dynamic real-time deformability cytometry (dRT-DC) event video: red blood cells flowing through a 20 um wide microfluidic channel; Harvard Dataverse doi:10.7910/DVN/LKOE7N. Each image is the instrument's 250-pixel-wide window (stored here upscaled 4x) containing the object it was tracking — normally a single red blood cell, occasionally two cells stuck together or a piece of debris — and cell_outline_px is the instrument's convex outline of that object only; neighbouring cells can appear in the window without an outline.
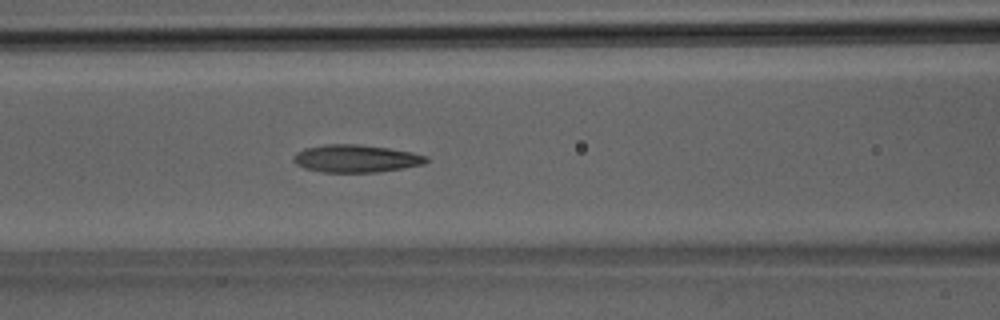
{"species": "Egyptian fruit bat (a non-hibernating species)", "species_latin": "Rousettus aegyptiacus", "temperature_condition": "room temperature", "stored_images_in_passage": 39, "camera_frame_rate_fps": 3000, "um_per_image_px": 0.085, "animal": {"sex": "male"}, "frame": {"image": 1, "passage_image": 17, "time_ms": 5.333, "image_size_px": [1000, 320], "cell_outline_px": [[428, 160], [424, 164], [404, 168], [376, 172], [324, 172], [304, 168], [296, 164], [292, 160], [292, 156], [296, 152], [304, 148], [324, 144], [356, 144], [388, 148], [412, 152], [428, 156]], "centroid_in_image_um": [30.23, 13.47], "position_along_channel_um": 136.4, "area_um2": 21.44}}
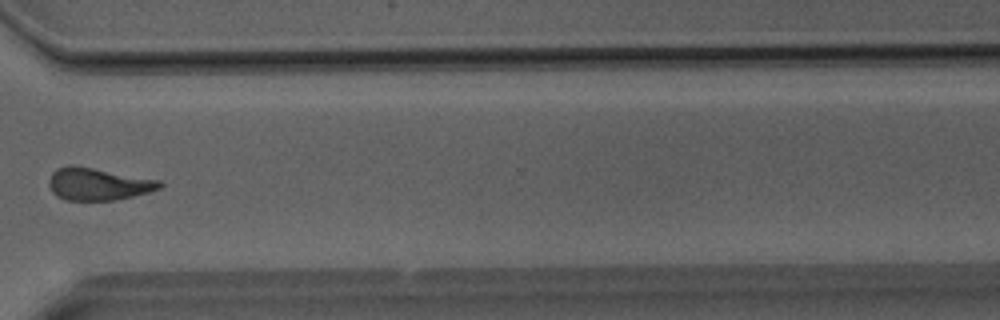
{"frame": {"image": 2, "passage_image": 30, "time_ms": 9.667, "image_size_px": [1000, 320], "cell_outline_px": [[164, 184], [160, 188], [148, 192], [116, 200], [64, 200], [56, 196], [52, 192], [48, 184], [48, 180], [52, 172], [56, 168], [68, 164], [72, 164], [160, 180]], "centroid_in_image_um": [8.29, 15.63], "position_along_channel_um": 362.3, "area_um2": 21.04}}
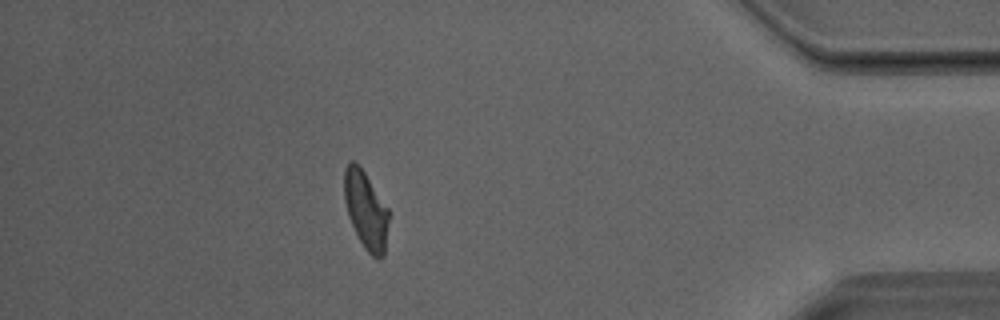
{"frame": {"image": 3, "passage_image": 35, "time_ms": 11.333, "image_size_px": [1000, 320], "cell_outline_px": [[388, 220], [384, 256], [380, 260], [376, 260], [364, 248], [348, 216], [344, 200], [344, 168], [352, 160], [364, 172], [388, 208]], "centroid_in_image_um": [31.09, 17.89], "position_along_channel_um": 404.1, "area_um2": 19.88}}